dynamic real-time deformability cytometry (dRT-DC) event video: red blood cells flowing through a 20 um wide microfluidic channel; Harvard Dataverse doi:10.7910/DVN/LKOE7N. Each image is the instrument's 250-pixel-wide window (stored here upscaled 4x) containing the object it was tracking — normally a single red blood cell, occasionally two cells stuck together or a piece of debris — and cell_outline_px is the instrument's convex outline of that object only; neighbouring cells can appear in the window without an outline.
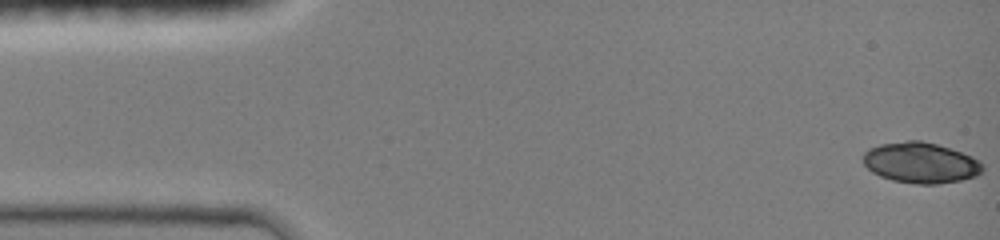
{"species": "common noctule bat (a hibernating species)", "species_latin": "Nyctalus noctula", "temperature_condition": "room temperature", "stored_images_in_passage": 12, "camera_frame_rate_fps": 3000, "um_per_image_px": 0.085, "animal": {"sex": "female", "body_mass_g": 19.0, "forearm_length_mm": 51.5}, "frame": {"image": 1, "passage_image": 1, "time_ms": 0.0, "image_size_px": [1000, 240], "cell_outline_px": [[984, 168], [976, 176], [960, 180], [936, 184], [920, 184], [892, 180], [880, 176], [872, 172], [864, 164], [864, 152], [880, 144], [908, 140], [920, 140], [936, 144], [972, 156]], "centroid_in_image_um": [78.23, 13.83], "position_along_channel_um": 6.8, "area_um2": 27.92}}
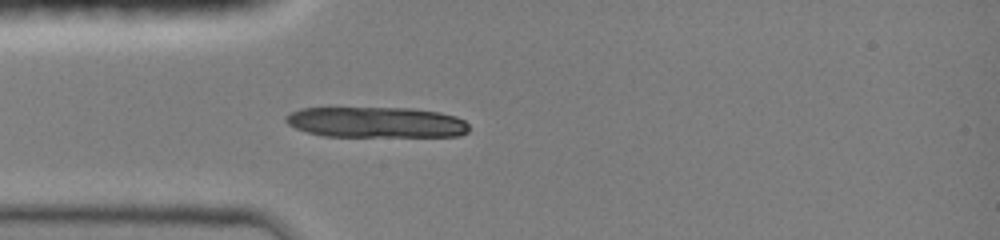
{"frame": {"image": 2, "passage_image": 12, "time_ms": 4.0, "image_size_px": [1000, 240], "cell_outline_px": [[468, 132], [460, 136], [324, 136], [308, 132], [296, 128], [288, 124], [284, 120], [284, 116], [292, 112], [304, 108], [412, 108], [440, 112], [456, 116], [464, 120], [468, 124]], "centroid_in_image_um": [32.0, 10.39], "position_along_channel_um": 53.0, "area_um2": 32.77}}